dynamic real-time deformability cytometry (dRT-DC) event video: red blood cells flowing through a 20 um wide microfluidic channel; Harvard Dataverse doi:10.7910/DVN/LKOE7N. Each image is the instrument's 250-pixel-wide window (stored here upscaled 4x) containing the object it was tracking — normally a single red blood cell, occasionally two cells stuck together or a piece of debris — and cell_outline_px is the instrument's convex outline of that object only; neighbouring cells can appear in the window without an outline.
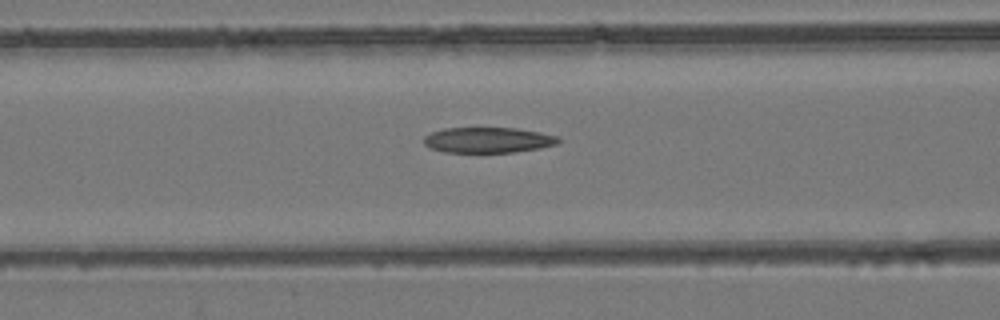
{"species": "common noctule bat (a hibernating species)", "species_latin": "Nyctalus noctula", "temperature_condition": "room temperature", "stored_images_in_passage": 26, "camera_frame_rate_fps": 3000, "um_per_image_px": 0.085, "animal": {"sex": "female", "body_mass_g": 24.6, "forearm_length_mm": 56.2}, "frame": {"image": 1, "passage_image": 5, "time_ms": 1.333, "image_size_px": [1000, 320], "cell_outline_px": [[564, 140], [556, 144], [540, 148], [512, 152], [444, 152], [428, 148], [424, 144], [424, 136], [432, 132], [444, 128], [516, 128], [540, 132], [560, 136]], "centroid_in_image_um": [41.51, 11.9], "position_along_channel_um": 125.1, "area_um2": 20.17}}
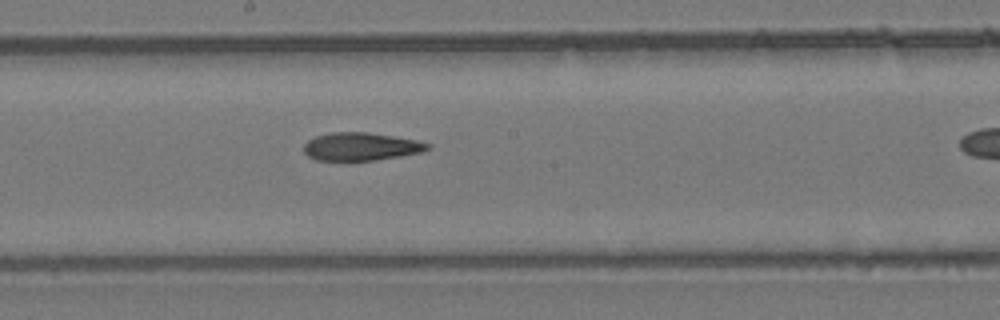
{"frame": {"image": 2, "passage_image": 12, "time_ms": 3.667, "image_size_px": [1000, 320], "cell_outline_px": [[432, 148], [424, 152], [376, 160], [316, 160], [308, 156], [304, 152], [304, 144], [308, 140], [316, 136], [332, 132], [368, 132], [416, 140], [432, 144]], "centroid_in_image_um": [30.72, 12.46], "position_along_channel_um": 217.5, "area_um2": 20.23}}
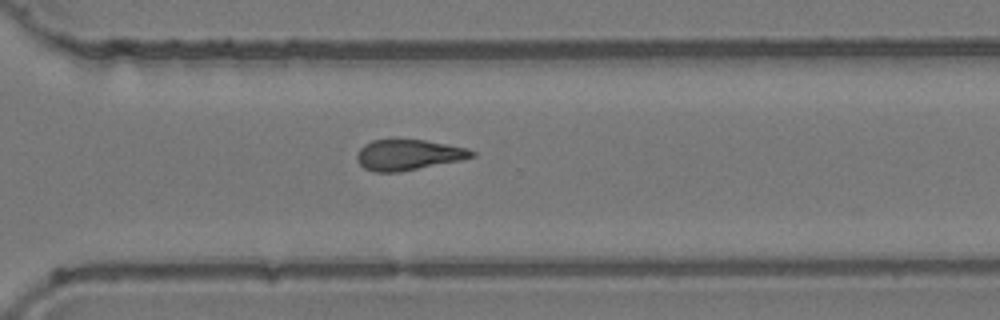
{"frame": {"image": 3, "passage_image": 21, "time_ms": 6.667, "image_size_px": [1000, 320], "cell_outline_px": [[476, 156], [460, 160], [400, 172], [372, 172], [364, 168], [356, 160], [356, 156], [360, 148], [364, 144], [372, 140], [424, 140], [468, 148], [476, 152]], "centroid_in_image_um": [34.7, 13.17], "position_along_channel_um": 335.9, "area_um2": 20.46}}